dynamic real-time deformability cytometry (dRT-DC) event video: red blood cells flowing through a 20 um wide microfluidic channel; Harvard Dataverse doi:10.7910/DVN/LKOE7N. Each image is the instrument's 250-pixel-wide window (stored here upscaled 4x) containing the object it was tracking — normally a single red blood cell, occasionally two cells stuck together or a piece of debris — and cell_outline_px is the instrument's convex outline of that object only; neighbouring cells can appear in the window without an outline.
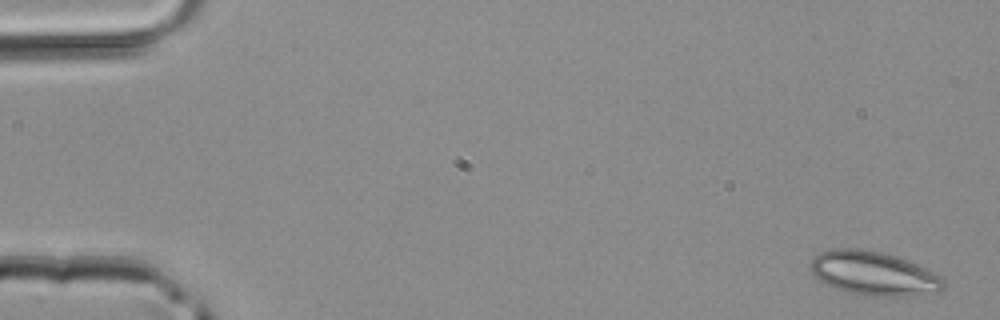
{"species": "common noctule bat (a hibernating species)", "species_latin": "Nyctalus noctula", "temperature_condition": "room temperature", "stored_images_in_passage": 4, "camera_frame_rate_fps": 3000, "um_per_image_px": 0.085, "animal": {"sex": "male", "body_mass_g": 20.4}, "frame": {"image": 1, "passage_image": 1, "time_ms": 0.0, "image_size_px": [1000, 320], "cell_outline_px": [[944, 288], [912, 296], [872, 296], [852, 292], [836, 288], [820, 280], [808, 268], [812, 260], [820, 252], [836, 248], [856, 248], [880, 252], [896, 256], [936, 272], [944, 276]], "centroid_in_image_um": [74.28, 23.23], "position_along_channel_um": 10.7, "area_um2": 33.64}}